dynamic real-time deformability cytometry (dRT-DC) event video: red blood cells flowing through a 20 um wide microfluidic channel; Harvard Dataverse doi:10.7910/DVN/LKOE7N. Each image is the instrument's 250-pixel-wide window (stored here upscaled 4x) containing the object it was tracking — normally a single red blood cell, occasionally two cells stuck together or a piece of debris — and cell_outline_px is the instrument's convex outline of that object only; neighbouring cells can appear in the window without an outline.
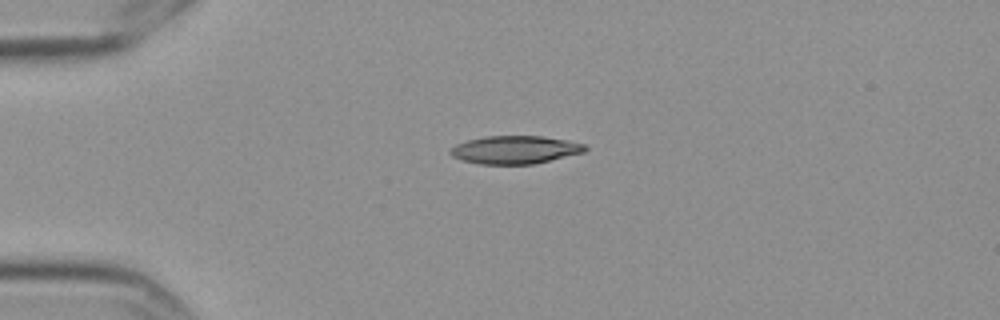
{"species": "Egyptian fruit bat (a non-hibernating species)", "species_latin": "Rousettus aegyptiacus", "temperature_condition": "cold", "stored_images_in_passage": 3, "camera_frame_rate_fps": 3000, "um_per_image_px": 0.085, "frame": {"image": 1, "passage_image": 3, "time_ms": 0.667, "image_size_px": [1000, 320], "cell_outline_px": [[588, 148], [584, 152], [532, 164], [480, 164], [464, 160], [452, 156], [448, 152], [456, 144], [468, 140], [484, 136], [540, 136], [564, 140], [584, 144]], "centroid_in_image_um": [43.75, 12.73], "position_along_channel_um": 41.2, "area_um2": 21.68}}